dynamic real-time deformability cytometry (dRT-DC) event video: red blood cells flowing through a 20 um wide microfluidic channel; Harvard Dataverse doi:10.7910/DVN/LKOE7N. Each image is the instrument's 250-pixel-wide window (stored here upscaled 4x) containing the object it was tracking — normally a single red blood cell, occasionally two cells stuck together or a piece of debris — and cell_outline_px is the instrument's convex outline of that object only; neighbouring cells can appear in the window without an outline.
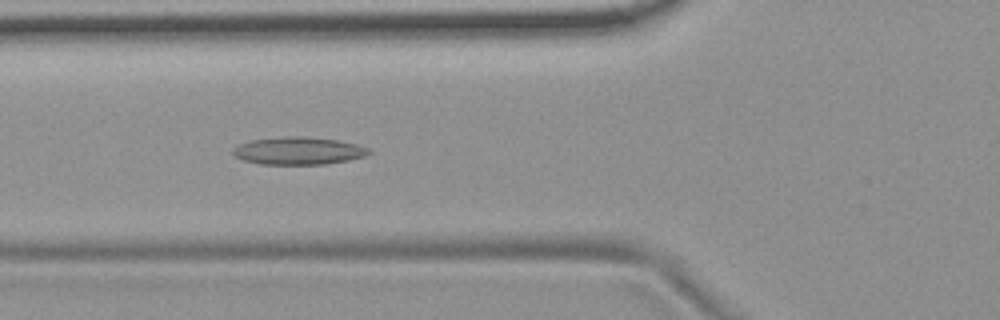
{"species": "common noctule bat (a hibernating species)", "species_latin": "Nyctalus noctula", "temperature_condition": "room temperature", "stored_images_in_passage": 8, "camera_frame_rate_fps": 3000, "um_per_image_px": 0.085, "animal": {"sex": "female", "body_mass_g": 19.9}, "frame": {"image": 1, "passage_image": 3, "time_ms": 2.333, "image_size_px": [1000, 320], "cell_outline_px": [[372, 152], [364, 156], [348, 160], [324, 164], [260, 164], [244, 160], [236, 156], [232, 152], [232, 148], [248, 140], [288, 136], [304, 136], [336, 140], [356, 144], [368, 148]], "centroid_in_image_um": [25.34, 12.81], "position_along_channel_um": 100.5, "area_um2": 21.73}}
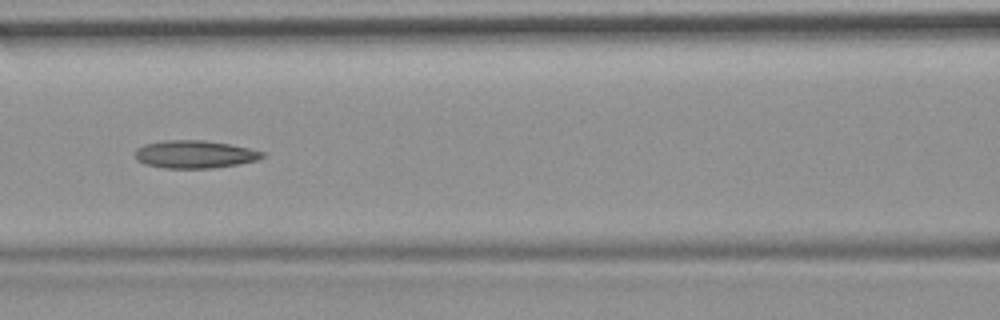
{"frame": {"image": 2, "passage_image": 4, "time_ms": 3.667, "image_size_px": [1000, 320], "cell_outline_px": [[264, 156], [256, 160], [236, 164], [212, 168], [164, 168], [144, 164], [136, 160], [136, 148], [144, 144], [164, 140], [204, 140], [228, 144], [248, 148], [264, 152]], "centroid_in_image_um": [16.5, 13.11], "position_along_channel_um": 150.1, "area_um2": 20.46}}